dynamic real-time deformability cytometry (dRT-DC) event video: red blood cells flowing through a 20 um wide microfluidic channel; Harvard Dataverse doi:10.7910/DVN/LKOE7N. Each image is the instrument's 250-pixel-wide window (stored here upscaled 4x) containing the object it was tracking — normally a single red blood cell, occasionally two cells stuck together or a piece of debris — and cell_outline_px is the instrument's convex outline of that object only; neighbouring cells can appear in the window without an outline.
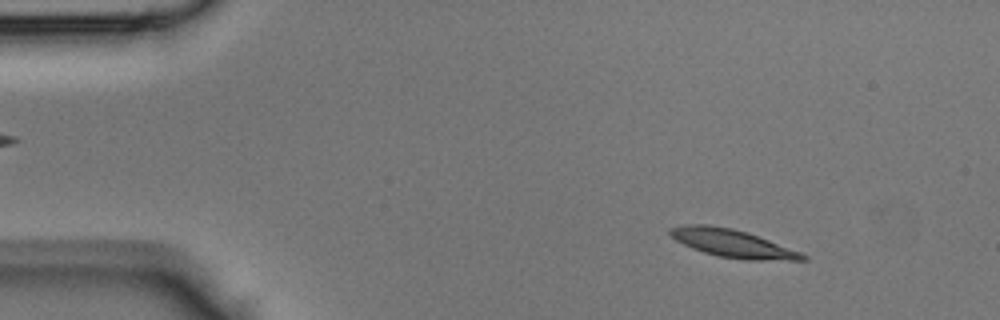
{"species": "Egyptian fruit bat (a non-hibernating species)", "species_latin": "Rousettus aegyptiacus", "temperature_condition": "room temperature", "stored_images_in_passage": 43, "camera_frame_rate_fps": 3000, "um_per_image_px": 0.085, "animal": {"sex": "male"}, "frame": {"image": 1, "passage_image": 5, "time_ms": 1.333, "image_size_px": [1000, 320], "cell_outline_px": [[808, 260], [744, 260], [716, 256], [692, 248], [676, 240], [668, 232], [668, 228], [688, 224], [708, 224], [732, 228], [748, 232], [800, 252], [808, 256]], "centroid_in_image_um": [62.25, 20.68], "position_along_channel_um": 22.7, "area_um2": 21.56}}
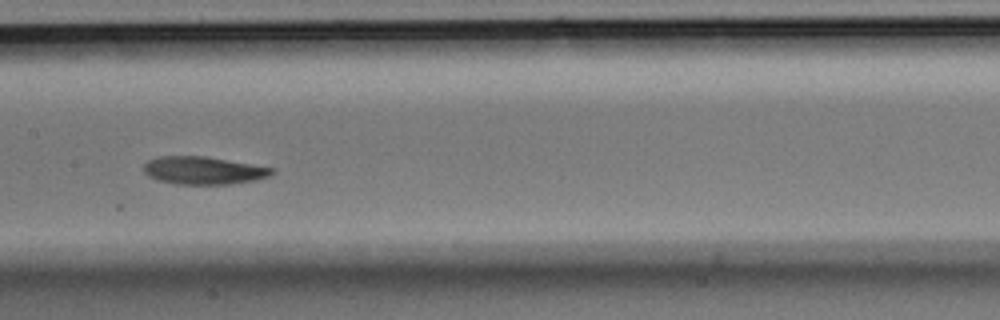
{"frame": {"image": 2, "passage_image": 21, "time_ms": 6.667, "image_size_px": [1000, 320], "cell_outline_px": [[276, 172], [268, 176], [256, 180], [228, 184], [176, 184], [156, 180], [148, 176], [144, 172], [144, 164], [148, 160], [160, 156], [204, 156], [276, 168]], "centroid_in_image_um": [17.3, 14.49], "position_along_channel_um": 190.1, "area_um2": 20.81}}
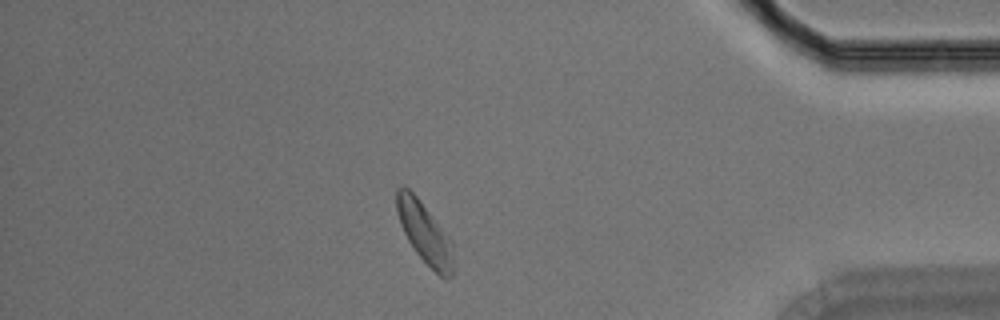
{"frame": {"image": 3, "passage_image": 37, "time_ms": 12.0, "image_size_px": [1000, 320], "cell_outline_px": [[452, 276], [444, 280], [416, 252], [408, 240], [400, 224], [396, 212], [396, 188], [400, 184], [404, 184], [416, 196], [452, 240]], "centroid_in_image_um": [36.06, 19.75], "position_along_channel_um": 399.1, "area_um2": 19.94}}